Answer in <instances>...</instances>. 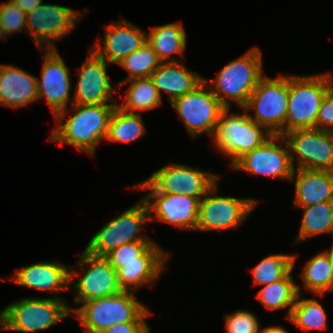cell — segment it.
<instances>
[{
    "instance_id": "1",
    "label": "cell",
    "mask_w": 333,
    "mask_h": 333,
    "mask_svg": "<svg viewBox=\"0 0 333 333\" xmlns=\"http://www.w3.org/2000/svg\"><path fill=\"white\" fill-rule=\"evenodd\" d=\"M117 104L78 105L69 106L73 110L67 121V109L55 115L57 128L53 129L50 142L63 143L86 152L95 158L96 145L106 139L108 134L109 120Z\"/></svg>"
},
{
    "instance_id": "2",
    "label": "cell",
    "mask_w": 333,
    "mask_h": 333,
    "mask_svg": "<svg viewBox=\"0 0 333 333\" xmlns=\"http://www.w3.org/2000/svg\"><path fill=\"white\" fill-rule=\"evenodd\" d=\"M70 310L89 333H103L119 323H146L145 318L153 313L135 298L132 291L123 290L113 296L88 300Z\"/></svg>"
},
{
    "instance_id": "3",
    "label": "cell",
    "mask_w": 333,
    "mask_h": 333,
    "mask_svg": "<svg viewBox=\"0 0 333 333\" xmlns=\"http://www.w3.org/2000/svg\"><path fill=\"white\" fill-rule=\"evenodd\" d=\"M262 67V53L255 46L226 64L207 85L225 108H230L229 101H234L243 109L264 76Z\"/></svg>"
},
{
    "instance_id": "4",
    "label": "cell",
    "mask_w": 333,
    "mask_h": 333,
    "mask_svg": "<svg viewBox=\"0 0 333 333\" xmlns=\"http://www.w3.org/2000/svg\"><path fill=\"white\" fill-rule=\"evenodd\" d=\"M70 309L71 306L60 297L23 298L0 312V331L36 333L46 330L72 315Z\"/></svg>"
},
{
    "instance_id": "5",
    "label": "cell",
    "mask_w": 333,
    "mask_h": 333,
    "mask_svg": "<svg viewBox=\"0 0 333 333\" xmlns=\"http://www.w3.org/2000/svg\"><path fill=\"white\" fill-rule=\"evenodd\" d=\"M333 85L331 73L288 76L286 133L316 128V118L327 90Z\"/></svg>"
},
{
    "instance_id": "6",
    "label": "cell",
    "mask_w": 333,
    "mask_h": 333,
    "mask_svg": "<svg viewBox=\"0 0 333 333\" xmlns=\"http://www.w3.org/2000/svg\"><path fill=\"white\" fill-rule=\"evenodd\" d=\"M288 75L275 78L263 76L244 109L253 110L249 117L263 126L272 135L286 134V115L288 110Z\"/></svg>"
},
{
    "instance_id": "7",
    "label": "cell",
    "mask_w": 333,
    "mask_h": 333,
    "mask_svg": "<svg viewBox=\"0 0 333 333\" xmlns=\"http://www.w3.org/2000/svg\"><path fill=\"white\" fill-rule=\"evenodd\" d=\"M230 109L225 108L221 112L213 139L218 151L231 158L230 166H232L245 153L259 147L272 134L253 121L244 108L243 114L231 115Z\"/></svg>"
},
{
    "instance_id": "8",
    "label": "cell",
    "mask_w": 333,
    "mask_h": 333,
    "mask_svg": "<svg viewBox=\"0 0 333 333\" xmlns=\"http://www.w3.org/2000/svg\"><path fill=\"white\" fill-rule=\"evenodd\" d=\"M150 221L149 209L141 198L119 216L107 222L91 237L85 251L91 255L105 257L117 247L136 241H152L140 235L142 227Z\"/></svg>"
},
{
    "instance_id": "9",
    "label": "cell",
    "mask_w": 333,
    "mask_h": 333,
    "mask_svg": "<svg viewBox=\"0 0 333 333\" xmlns=\"http://www.w3.org/2000/svg\"><path fill=\"white\" fill-rule=\"evenodd\" d=\"M208 81L203 78L192 91L171 102L193 138L204 133L214 136L220 114L225 109L207 85Z\"/></svg>"
},
{
    "instance_id": "10",
    "label": "cell",
    "mask_w": 333,
    "mask_h": 333,
    "mask_svg": "<svg viewBox=\"0 0 333 333\" xmlns=\"http://www.w3.org/2000/svg\"><path fill=\"white\" fill-rule=\"evenodd\" d=\"M217 187L218 182L199 200L196 231L236 229L257 205L252 198L217 196Z\"/></svg>"
},
{
    "instance_id": "11",
    "label": "cell",
    "mask_w": 333,
    "mask_h": 333,
    "mask_svg": "<svg viewBox=\"0 0 333 333\" xmlns=\"http://www.w3.org/2000/svg\"><path fill=\"white\" fill-rule=\"evenodd\" d=\"M79 10L61 5L41 3L26 14V33L38 49H56L54 42L62 40L82 18ZM75 26V27H74Z\"/></svg>"
},
{
    "instance_id": "12",
    "label": "cell",
    "mask_w": 333,
    "mask_h": 333,
    "mask_svg": "<svg viewBox=\"0 0 333 333\" xmlns=\"http://www.w3.org/2000/svg\"><path fill=\"white\" fill-rule=\"evenodd\" d=\"M284 137L290 148L294 170L333 171V131L295 129L287 132Z\"/></svg>"
},
{
    "instance_id": "13",
    "label": "cell",
    "mask_w": 333,
    "mask_h": 333,
    "mask_svg": "<svg viewBox=\"0 0 333 333\" xmlns=\"http://www.w3.org/2000/svg\"><path fill=\"white\" fill-rule=\"evenodd\" d=\"M134 187L149 191L142 199L148 206L150 221L154 216L177 228L196 231L199 200L202 197L158 192L146 179Z\"/></svg>"
},
{
    "instance_id": "14",
    "label": "cell",
    "mask_w": 333,
    "mask_h": 333,
    "mask_svg": "<svg viewBox=\"0 0 333 333\" xmlns=\"http://www.w3.org/2000/svg\"><path fill=\"white\" fill-rule=\"evenodd\" d=\"M77 265L89 266L76 283L74 280L79 276V272L70 267L69 284H74L76 303L82 304L94 298L113 296L122 291L117 281L116 269L105 257L94 256L84 250Z\"/></svg>"
},
{
    "instance_id": "15",
    "label": "cell",
    "mask_w": 333,
    "mask_h": 333,
    "mask_svg": "<svg viewBox=\"0 0 333 333\" xmlns=\"http://www.w3.org/2000/svg\"><path fill=\"white\" fill-rule=\"evenodd\" d=\"M278 141H282L285 147L278 145ZM231 167L255 175L289 180L294 171L290 148L283 135H271L259 147L245 153Z\"/></svg>"
},
{
    "instance_id": "16",
    "label": "cell",
    "mask_w": 333,
    "mask_h": 333,
    "mask_svg": "<svg viewBox=\"0 0 333 333\" xmlns=\"http://www.w3.org/2000/svg\"><path fill=\"white\" fill-rule=\"evenodd\" d=\"M219 178V175L200 171L186 164L169 163L153 172L146 180L158 192L203 197L219 182Z\"/></svg>"
},
{
    "instance_id": "17",
    "label": "cell",
    "mask_w": 333,
    "mask_h": 333,
    "mask_svg": "<svg viewBox=\"0 0 333 333\" xmlns=\"http://www.w3.org/2000/svg\"><path fill=\"white\" fill-rule=\"evenodd\" d=\"M108 65V62L89 48L88 55L77 73L78 79L69 105L118 104L109 102L113 99L115 89L109 81L106 69Z\"/></svg>"
},
{
    "instance_id": "18",
    "label": "cell",
    "mask_w": 333,
    "mask_h": 333,
    "mask_svg": "<svg viewBox=\"0 0 333 333\" xmlns=\"http://www.w3.org/2000/svg\"><path fill=\"white\" fill-rule=\"evenodd\" d=\"M41 79L36 78L38 98L45 97L54 116L68 109L70 72L57 49H45Z\"/></svg>"
},
{
    "instance_id": "19",
    "label": "cell",
    "mask_w": 333,
    "mask_h": 333,
    "mask_svg": "<svg viewBox=\"0 0 333 333\" xmlns=\"http://www.w3.org/2000/svg\"><path fill=\"white\" fill-rule=\"evenodd\" d=\"M103 28V41L94 42L91 49L109 64H119L127 55L147 43L146 31L124 18Z\"/></svg>"
},
{
    "instance_id": "20",
    "label": "cell",
    "mask_w": 333,
    "mask_h": 333,
    "mask_svg": "<svg viewBox=\"0 0 333 333\" xmlns=\"http://www.w3.org/2000/svg\"><path fill=\"white\" fill-rule=\"evenodd\" d=\"M169 253L155 242L141 255V263L122 264L117 281L123 291H137L144 285H152L166 269Z\"/></svg>"
},
{
    "instance_id": "21",
    "label": "cell",
    "mask_w": 333,
    "mask_h": 333,
    "mask_svg": "<svg viewBox=\"0 0 333 333\" xmlns=\"http://www.w3.org/2000/svg\"><path fill=\"white\" fill-rule=\"evenodd\" d=\"M10 279L35 290L59 293L70 288V267L55 261H42L17 269Z\"/></svg>"
},
{
    "instance_id": "22",
    "label": "cell",
    "mask_w": 333,
    "mask_h": 333,
    "mask_svg": "<svg viewBox=\"0 0 333 333\" xmlns=\"http://www.w3.org/2000/svg\"><path fill=\"white\" fill-rule=\"evenodd\" d=\"M36 78L19 67L0 64V104L16 109L39 100Z\"/></svg>"
},
{
    "instance_id": "23",
    "label": "cell",
    "mask_w": 333,
    "mask_h": 333,
    "mask_svg": "<svg viewBox=\"0 0 333 333\" xmlns=\"http://www.w3.org/2000/svg\"><path fill=\"white\" fill-rule=\"evenodd\" d=\"M290 181L295 182V207L333 202V171L295 169Z\"/></svg>"
},
{
    "instance_id": "24",
    "label": "cell",
    "mask_w": 333,
    "mask_h": 333,
    "mask_svg": "<svg viewBox=\"0 0 333 333\" xmlns=\"http://www.w3.org/2000/svg\"><path fill=\"white\" fill-rule=\"evenodd\" d=\"M150 78L161 98V91H165L170 102L192 91L203 81L202 76L190 71L182 61L160 63Z\"/></svg>"
},
{
    "instance_id": "25",
    "label": "cell",
    "mask_w": 333,
    "mask_h": 333,
    "mask_svg": "<svg viewBox=\"0 0 333 333\" xmlns=\"http://www.w3.org/2000/svg\"><path fill=\"white\" fill-rule=\"evenodd\" d=\"M186 33L180 22L152 27L147 35V43L152 47L161 63L180 62L173 54H184Z\"/></svg>"
},
{
    "instance_id": "26",
    "label": "cell",
    "mask_w": 333,
    "mask_h": 333,
    "mask_svg": "<svg viewBox=\"0 0 333 333\" xmlns=\"http://www.w3.org/2000/svg\"><path fill=\"white\" fill-rule=\"evenodd\" d=\"M129 83L125 100L117 104L119 108L130 113L135 111H150L162 105V98L150 77L133 78L122 83H116L118 87Z\"/></svg>"
},
{
    "instance_id": "27",
    "label": "cell",
    "mask_w": 333,
    "mask_h": 333,
    "mask_svg": "<svg viewBox=\"0 0 333 333\" xmlns=\"http://www.w3.org/2000/svg\"><path fill=\"white\" fill-rule=\"evenodd\" d=\"M293 269L281 280L263 286L257 294L258 300L269 310L287 308L286 316L289 319L294 307L300 287L291 275Z\"/></svg>"
},
{
    "instance_id": "28",
    "label": "cell",
    "mask_w": 333,
    "mask_h": 333,
    "mask_svg": "<svg viewBox=\"0 0 333 333\" xmlns=\"http://www.w3.org/2000/svg\"><path fill=\"white\" fill-rule=\"evenodd\" d=\"M304 209L296 243L309 237L329 233L333 236V202H321Z\"/></svg>"
},
{
    "instance_id": "29",
    "label": "cell",
    "mask_w": 333,
    "mask_h": 333,
    "mask_svg": "<svg viewBox=\"0 0 333 333\" xmlns=\"http://www.w3.org/2000/svg\"><path fill=\"white\" fill-rule=\"evenodd\" d=\"M146 133L142 116L137 113H130L118 106L113 110L108 127L107 141L110 142H133Z\"/></svg>"
},
{
    "instance_id": "30",
    "label": "cell",
    "mask_w": 333,
    "mask_h": 333,
    "mask_svg": "<svg viewBox=\"0 0 333 333\" xmlns=\"http://www.w3.org/2000/svg\"><path fill=\"white\" fill-rule=\"evenodd\" d=\"M306 262L300 275L305 288L319 296H323L327 291H333V272L326 250Z\"/></svg>"
},
{
    "instance_id": "31",
    "label": "cell",
    "mask_w": 333,
    "mask_h": 333,
    "mask_svg": "<svg viewBox=\"0 0 333 333\" xmlns=\"http://www.w3.org/2000/svg\"><path fill=\"white\" fill-rule=\"evenodd\" d=\"M298 294L289 320L298 328L305 331L327 328V314L323 305L316 299H300Z\"/></svg>"
},
{
    "instance_id": "32",
    "label": "cell",
    "mask_w": 333,
    "mask_h": 333,
    "mask_svg": "<svg viewBox=\"0 0 333 333\" xmlns=\"http://www.w3.org/2000/svg\"><path fill=\"white\" fill-rule=\"evenodd\" d=\"M296 262V255L271 254L263 258L252 270L254 285H269L283 279Z\"/></svg>"
},
{
    "instance_id": "33",
    "label": "cell",
    "mask_w": 333,
    "mask_h": 333,
    "mask_svg": "<svg viewBox=\"0 0 333 333\" xmlns=\"http://www.w3.org/2000/svg\"><path fill=\"white\" fill-rule=\"evenodd\" d=\"M159 61L152 47L146 43L138 50L127 55L119 65L126 69L128 76L122 80L127 81L133 78L150 77L151 73L159 66Z\"/></svg>"
},
{
    "instance_id": "34",
    "label": "cell",
    "mask_w": 333,
    "mask_h": 333,
    "mask_svg": "<svg viewBox=\"0 0 333 333\" xmlns=\"http://www.w3.org/2000/svg\"><path fill=\"white\" fill-rule=\"evenodd\" d=\"M153 241L126 243L108 253L105 258L116 269L122 264L141 263V255L153 244Z\"/></svg>"
},
{
    "instance_id": "35",
    "label": "cell",
    "mask_w": 333,
    "mask_h": 333,
    "mask_svg": "<svg viewBox=\"0 0 333 333\" xmlns=\"http://www.w3.org/2000/svg\"><path fill=\"white\" fill-rule=\"evenodd\" d=\"M26 33V13L10 0L2 2L1 9V36L6 39L12 33L24 31Z\"/></svg>"
},
{
    "instance_id": "36",
    "label": "cell",
    "mask_w": 333,
    "mask_h": 333,
    "mask_svg": "<svg viewBox=\"0 0 333 333\" xmlns=\"http://www.w3.org/2000/svg\"><path fill=\"white\" fill-rule=\"evenodd\" d=\"M226 333H259L260 324L255 314L247 310H237L225 314Z\"/></svg>"
},
{
    "instance_id": "37",
    "label": "cell",
    "mask_w": 333,
    "mask_h": 333,
    "mask_svg": "<svg viewBox=\"0 0 333 333\" xmlns=\"http://www.w3.org/2000/svg\"><path fill=\"white\" fill-rule=\"evenodd\" d=\"M316 128L333 131V85L327 90L316 118Z\"/></svg>"
},
{
    "instance_id": "38",
    "label": "cell",
    "mask_w": 333,
    "mask_h": 333,
    "mask_svg": "<svg viewBox=\"0 0 333 333\" xmlns=\"http://www.w3.org/2000/svg\"><path fill=\"white\" fill-rule=\"evenodd\" d=\"M103 333H151L146 323H119L107 328Z\"/></svg>"
},
{
    "instance_id": "39",
    "label": "cell",
    "mask_w": 333,
    "mask_h": 333,
    "mask_svg": "<svg viewBox=\"0 0 333 333\" xmlns=\"http://www.w3.org/2000/svg\"><path fill=\"white\" fill-rule=\"evenodd\" d=\"M13 4L18 5L26 14L35 10L42 0H10Z\"/></svg>"
},
{
    "instance_id": "40",
    "label": "cell",
    "mask_w": 333,
    "mask_h": 333,
    "mask_svg": "<svg viewBox=\"0 0 333 333\" xmlns=\"http://www.w3.org/2000/svg\"><path fill=\"white\" fill-rule=\"evenodd\" d=\"M259 333H288V331L281 326H268L263 329L260 328Z\"/></svg>"
},
{
    "instance_id": "41",
    "label": "cell",
    "mask_w": 333,
    "mask_h": 333,
    "mask_svg": "<svg viewBox=\"0 0 333 333\" xmlns=\"http://www.w3.org/2000/svg\"><path fill=\"white\" fill-rule=\"evenodd\" d=\"M326 252L333 272V244L329 250H326Z\"/></svg>"
},
{
    "instance_id": "42",
    "label": "cell",
    "mask_w": 333,
    "mask_h": 333,
    "mask_svg": "<svg viewBox=\"0 0 333 333\" xmlns=\"http://www.w3.org/2000/svg\"><path fill=\"white\" fill-rule=\"evenodd\" d=\"M1 9H2V2L0 1V40L2 39V36H1Z\"/></svg>"
}]
</instances>
